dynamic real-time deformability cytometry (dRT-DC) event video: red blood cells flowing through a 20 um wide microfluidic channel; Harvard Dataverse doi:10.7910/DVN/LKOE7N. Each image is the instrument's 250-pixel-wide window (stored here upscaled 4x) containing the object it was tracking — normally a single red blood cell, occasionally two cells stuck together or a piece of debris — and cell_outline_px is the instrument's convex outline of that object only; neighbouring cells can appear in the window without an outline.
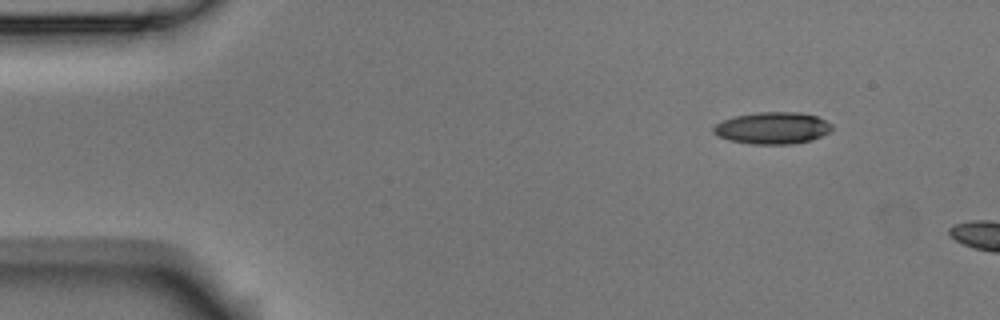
{"species": "Egyptian fruit bat (a non-hibernating species)", "species_latin": "Rousettus aegyptiacus", "temperature_condition": "room temperature", "stored_images_in_passage": 3, "camera_frame_rate_fps": 3000, "um_per_image_px": 0.085, "animal": {"sex": "male"}, "frame": {"image": 1, "passage_image": 1, "time_ms": 0.0, "image_size_px": [1000, 320], "cell_outline_px": [[832, 128], [828, 132], [812, 140], [792, 144], [752, 144], [728, 140], [712, 132], [712, 128], [716, 124], [724, 120], [736, 116], [756, 112], [800, 112], [816, 116], [832, 124]], "centroid_in_image_um": [65.66, 10.88], "position_along_channel_um": 19.3, "area_um2": 21.91}}